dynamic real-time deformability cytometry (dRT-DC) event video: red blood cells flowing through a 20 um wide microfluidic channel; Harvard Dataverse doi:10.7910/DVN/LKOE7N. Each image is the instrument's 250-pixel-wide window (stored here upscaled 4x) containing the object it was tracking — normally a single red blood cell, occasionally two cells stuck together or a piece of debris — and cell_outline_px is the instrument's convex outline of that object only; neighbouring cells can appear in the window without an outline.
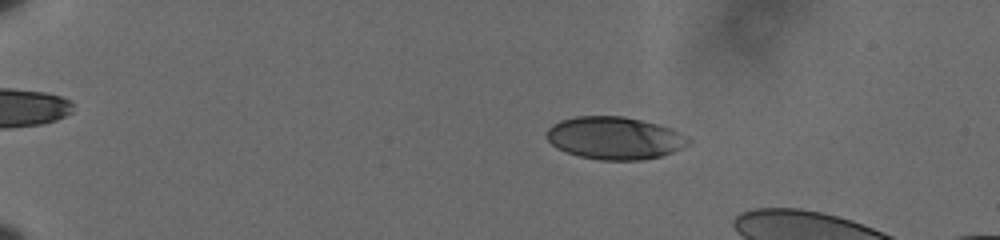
{"species": "human", "species_latin": "Homo sapiens", "temperature_condition": "cold", "stored_images_in_passage": 22, "camera_frame_rate_fps": 3000, "um_per_image_px": 0.085, "donor": {"sex": "male"}, "frame": {"image": 1, "passage_image": 13, "time_ms": 4.0, "image_size_px": [1000, 240], "cell_outline_px": [[692, 144], [672, 152], [660, 156], [640, 160], [600, 160], [580, 156], [556, 148], [548, 140], [548, 128], [552, 124], [560, 120], [576, 116], [624, 116], [672, 128], [688, 136], [692, 140]], "centroid_in_image_um": [52.28, 11.73], "position_along_channel_um": 32.7, "area_um2": 35.2}}